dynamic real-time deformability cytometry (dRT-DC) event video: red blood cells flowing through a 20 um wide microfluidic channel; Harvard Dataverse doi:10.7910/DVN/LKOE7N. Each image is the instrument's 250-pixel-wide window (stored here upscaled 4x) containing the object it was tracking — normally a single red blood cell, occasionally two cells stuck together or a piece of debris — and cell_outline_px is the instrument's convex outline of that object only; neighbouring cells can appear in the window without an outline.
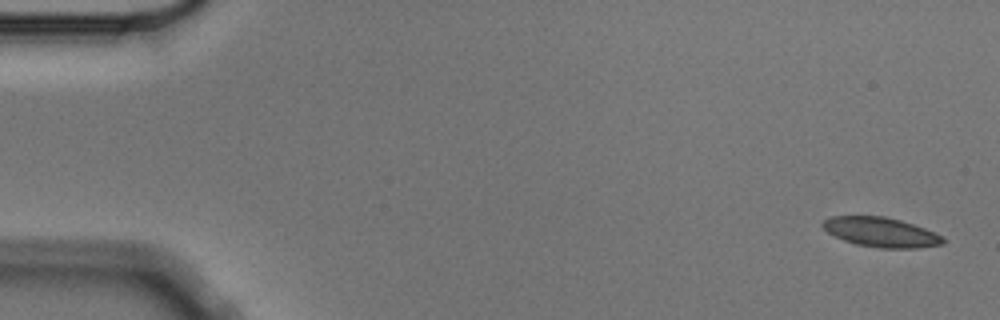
{"species": "Egyptian fruit bat (a non-hibernating species)", "species_latin": "Rousettus aegyptiacus", "temperature_condition": "cold", "stored_images_in_passage": 4, "camera_frame_rate_fps": 3000, "um_per_image_px": 0.085, "animal": {"sex": "male"}, "frame": {"image": 1, "passage_image": 1, "time_ms": 0.0, "image_size_px": [1000, 320], "cell_outline_px": [[944, 244], [920, 248], [880, 248], [856, 244], [844, 240], [828, 232], [820, 224], [824, 220], [832, 216], [884, 216], [900, 220], [924, 228], [944, 236]], "centroid_in_image_um": [74.91, 19.74], "position_along_channel_um": 10.1, "area_um2": 20.69}}